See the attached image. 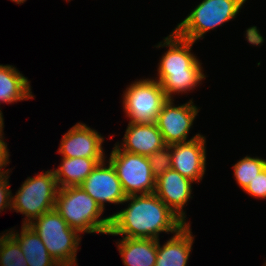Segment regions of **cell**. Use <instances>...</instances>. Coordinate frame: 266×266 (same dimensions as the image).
<instances>
[{
  "label": "cell",
  "mask_w": 266,
  "mask_h": 266,
  "mask_svg": "<svg viewBox=\"0 0 266 266\" xmlns=\"http://www.w3.org/2000/svg\"><path fill=\"white\" fill-rule=\"evenodd\" d=\"M127 208L111 216L108 235L157 239L159 234H176L186 224L155 194L127 196Z\"/></svg>",
  "instance_id": "obj_1"
},
{
  "label": "cell",
  "mask_w": 266,
  "mask_h": 266,
  "mask_svg": "<svg viewBox=\"0 0 266 266\" xmlns=\"http://www.w3.org/2000/svg\"><path fill=\"white\" fill-rule=\"evenodd\" d=\"M194 43L172 30L162 42L154 46L169 48L161 56L155 78L161 84L167 99H173L175 93L179 95L195 89L206 78L202 63L191 52Z\"/></svg>",
  "instance_id": "obj_2"
},
{
  "label": "cell",
  "mask_w": 266,
  "mask_h": 266,
  "mask_svg": "<svg viewBox=\"0 0 266 266\" xmlns=\"http://www.w3.org/2000/svg\"><path fill=\"white\" fill-rule=\"evenodd\" d=\"M55 209L80 234L109 233L111 216L102 218L104 210L80 186L59 188Z\"/></svg>",
  "instance_id": "obj_3"
},
{
  "label": "cell",
  "mask_w": 266,
  "mask_h": 266,
  "mask_svg": "<svg viewBox=\"0 0 266 266\" xmlns=\"http://www.w3.org/2000/svg\"><path fill=\"white\" fill-rule=\"evenodd\" d=\"M28 225L37 233L50 256L60 266H78L76 257L82 237L66 223L56 209L42 214Z\"/></svg>",
  "instance_id": "obj_4"
},
{
  "label": "cell",
  "mask_w": 266,
  "mask_h": 266,
  "mask_svg": "<svg viewBox=\"0 0 266 266\" xmlns=\"http://www.w3.org/2000/svg\"><path fill=\"white\" fill-rule=\"evenodd\" d=\"M59 187L53 170L27 177L11 199V209L25 215L22 225L55 209Z\"/></svg>",
  "instance_id": "obj_5"
},
{
  "label": "cell",
  "mask_w": 266,
  "mask_h": 266,
  "mask_svg": "<svg viewBox=\"0 0 266 266\" xmlns=\"http://www.w3.org/2000/svg\"><path fill=\"white\" fill-rule=\"evenodd\" d=\"M247 0H203L173 29L180 37L195 43L205 33L236 18Z\"/></svg>",
  "instance_id": "obj_6"
},
{
  "label": "cell",
  "mask_w": 266,
  "mask_h": 266,
  "mask_svg": "<svg viewBox=\"0 0 266 266\" xmlns=\"http://www.w3.org/2000/svg\"><path fill=\"white\" fill-rule=\"evenodd\" d=\"M123 93V111L130 123H156L168 100L161 84L153 78L137 79Z\"/></svg>",
  "instance_id": "obj_7"
},
{
  "label": "cell",
  "mask_w": 266,
  "mask_h": 266,
  "mask_svg": "<svg viewBox=\"0 0 266 266\" xmlns=\"http://www.w3.org/2000/svg\"><path fill=\"white\" fill-rule=\"evenodd\" d=\"M106 161L114 167L127 196L154 193L156 178L148 157L122 151L115 144Z\"/></svg>",
  "instance_id": "obj_8"
},
{
  "label": "cell",
  "mask_w": 266,
  "mask_h": 266,
  "mask_svg": "<svg viewBox=\"0 0 266 266\" xmlns=\"http://www.w3.org/2000/svg\"><path fill=\"white\" fill-rule=\"evenodd\" d=\"M200 108L194 105L193 99L178 106L174 99H168L162 106L156 124L166 145L184 143L201 136L200 133L188 139L190 129Z\"/></svg>",
  "instance_id": "obj_9"
},
{
  "label": "cell",
  "mask_w": 266,
  "mask_h": 266,
  "mask_svg": "<svg viewBox=\"0 0 266 266\" xmlns=\"http://www.w3.org/2000/svg\"><path fill=\"white\" fill-rule=\"evenodd\" d=\"M106 160L98 163L80 187L105 210L106 203L123 204L127 195L112 164ZM107 165V166H106Z\"/></svg>",
  "instance_id": "obj_10"
},
{
  "label": "cell",
  "mask_w": 266,
  "mask_h": 266,
  "mask_svg": "<svg viewBox=\"0 0 266 266\" xmlns=\"http://www.w3.org/2000/svg\"><path fill=\"white\" fill-rule=\"evenodd\" d=\"M104 141L98 131L78 122L63 134L57 152L67 158H107L102 146Z\"/></svg>",
  "instance_id": "obj_11"
},
{
  "label": "cell",
  "mask_w": 266,
  "mask_h": 266,
  "mask_svg": "<svg viewBox=\"0 0 266 266\" xmlns=\"http://www.w3.org/2000/svg\"><path fill=\"white\" fill-rule=\"evenodd\" d=\"M206 137L171 145L172 169L199 183L206 171Z\"/></svg>",
  "instance_id": "obj_12"
},
{
  "label": "cell",
  "mask_w": 266,
  "mask_h": 266,
  "mask_svg": "<svg viewBox=\"0 0 266 266\" xmlns=\"http://www.w3.org/2000/svg\"><path fill=\"white\" fill-rule=\"evenodd\" d=\"M192 180L171 169L156 178L154 193L185 223L183 208L192 198Z\"/></svg>",
  "instance_id": "obj_13"
},
{
  "label": "cell",
  "mask_w": 266,
  "mask_h": 266,
  "mask_svg": "<svg viewBox=\"0 0 266 266\" xmlns=\"http://www.w3.org/2000/svg\"><path fill=\"white\" fill-rule=\"evenodd\" d=\"M122 151L148 157L166 146L156 123H128L123 141L115 143Z\"/></svg>",
  "instance_id": "obj_14"
},
{
  "label": "cell",
  "mask_w": 266,
  "mask_h": 266,
  "mask_svg": "<svg viewBox=\"0 0 266 266\" xmlns=\"http://www.w3.org/2000/svg\"><path fill=\"white\" fill-rule=\"evenodd\" d=\"M190 225L183 226L162 246L160 240H157L155 266H187L195 237L192 235Z\"/></svg>",
  "instance_id": "obj_15"
},
{
  "label": "cell",
  "mask_w": 266,
  "mask_h": 266,
  "mask_svg": "<svg viewBox=\"0 0 266 266\" xmlns=\"http://www.w3.org/2000/svg\"><path fill=\"white\" fill-rule=\"evenodd\" d=\"M121 238L116 246L124 266H155L157 239Z\"/></svg>",
  "instance_id": "obj_16"
},
{
  "label": "cell",
  "mask_w": 266,
  "mask_h": 266,
  "mask_svg": "<svg viewBox=\"0 0 266 266\" xmlns=\"http://www.w3.org/2000/svg\"><path fill=\"white\" fill-rule=\"evenodd\" d=\"M13 229L7 231L21 246L28 266H60L50 256L40 237L29 225H22L20 233Z\"/></svg>",
  "instance_id": "obj_17"
},
{
  "label": "cell",
  "mask_w": 266,
  "mask_h": 266,
  "mask_svg": "<svg viewBox=\"0 0 266 266\" xmlns=\"http://www.w3.org/2000/svg\"><path fill=\"white\" fill-rule=\"evenodd\" d=\"M106 158H61V164L54 168V176L59 188L77 187L87 178L98 163Z\"/></svg>",
  "instance_id": "obj_18"
},
{
  "label": "cell",
  "mask_w": 266,
  "mask_h": 266,
  "mask_svg": "<svg viewBox=\"0 0 266 266\" xmlns=\"http://www.w3.org/2000/svg\"><path fill=\"white\" fill-rule=\"evenodd\" d=\"M32 98L30 81L15 66L0 64V104Z\"/></svg>",
  "instance_id": "obj_19"
},
{
  "label": "cell",
  "mask_w": 266,
  "mask_h": 266,
  "mask_svg": "<svg viewBox=\"0 0 266 266\" xmlns=\"http://www.w3.org/2000/svg\"><path fill=\"white\" fill-rule=\"evenodd\" d=\"M266 167V159L246 156L233 165L236 183L243 191L249 183Z\"/></svg>",
  "instance_id": "obj_20"
},
{
  "label": "cell",
  "mask_w": 266,
  "mask_h": 266,
  "mask_svg": "<svg viewBox=\"0 0 266 266\" xmlns=\"http://www.w3.org/2000/svg\"><path fill=\"white\" fill-rule=\"evenodd\" d=\"M0 266H28L21 246L7 231L0 236Z\"/></svg>",
  "instance_id": "obj_21"
},
{
  "label": "cell",
  "mask_w": 266,
  "mask_h": 266,
  "mask_svg": "<svg viewBox=\"0 0 266 266\" xmlns=\"http://www.w3.org/2000/svg\"><path fill=\"white\" fill-rule=\"evenodd\" d=\"M152 175L157 178L167 170L172 169L171 145H166L163 148L156 150L148 156Z\"/></svg>",
  "instance_id": "obj_22"
},
{
  "label": "cell",
  "mask_w": 266,
  "mask_h": 266,
  "mask_svg": "<svg viewBox=\"0 0 266 266\" xmlns=\"http://www.w3.org/2000/svg\"><path fill=\"white\" fill-rule=\"evenodd\" d=\"M245 192L257 199H266V167L249 183Z\"/></svg>",
  "instance_id": "obj_23"
},
{
  "label": "cell",
  "mask_w": 266,
  "mask_h": 266,
  "mask_svg": "<svg viewBox=\"0 0 266 266\" xmlns=\"http://www.w3.org/2000/svg\"><path fill=\"white\" fill-rule=\"evenodd\" d=\"M9 174L0 176V213L4 209H11L12 192L9 184Z\"/></svg>",
  "instance_id": "obj_24"
},
{
  "label": "cell",
  "mask_w": 266,
  "mask_h": 266,
  "mask_svg": "<svg viewBox=\"0 0 266 266\" xmlns=\"http://www.w3.org/2000/svg\"><path fill=\"white\" fill-rule=\"evenodd\" d=\"M4 134H0V176L6 175L9 172H11V169H4L5 167H7L9 165V150L7 147V143L4 142Z\"/></svg>",
  "instance_id": "obj_25"
},
{
  "label": "cell",
  "mask_w": 266,
  "mask_h": 266,
  "mask_svg": "<svg viewBox=\"0 0 266 266\" xmlns=\"http://www.w3.org/2000/svg\"><path fill=\"white\" fill-rule=\"evenodd\" d=\"M3 130H4V118L0 107V134H4Z\"/></svg>",
  "instance_id": "obj_26"
},
{
  "label": "cell",
  "mask_w": 266,
  "mask_h": 266,
  "mask_svg": "<svg viewBox=\"0 0 266 266\" xmlns=\"http://www.w3.org/2000/svg\"><path fill=\"white\" fill-rule=\"evenodd\" d=\"M10 1L15 2L16 4H22V3L26 2L27 0H10Z\"/></svg>",
  "instance_id": "obj_27"
}]
</instances>
